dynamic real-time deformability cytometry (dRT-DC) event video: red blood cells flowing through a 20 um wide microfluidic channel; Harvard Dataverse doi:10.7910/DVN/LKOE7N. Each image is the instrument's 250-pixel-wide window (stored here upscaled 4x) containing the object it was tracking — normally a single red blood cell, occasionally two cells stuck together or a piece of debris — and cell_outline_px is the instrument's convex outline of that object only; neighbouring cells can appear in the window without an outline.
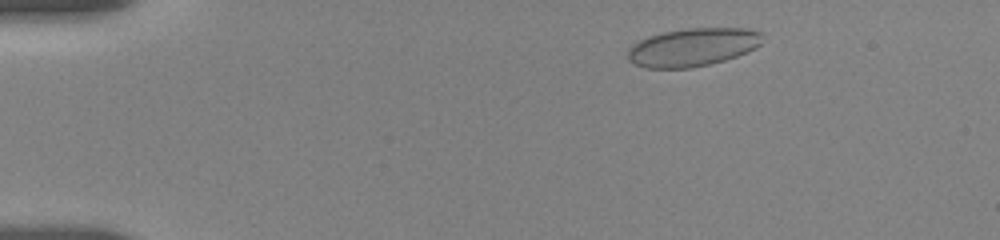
{"species": "human", "species_latin": "Homo sapiens", "temperature_condition": "room temperature", "stored_images_in_passage": 29, "camera_frame_rate_fps": 3000, "um_per_image_px": 0.085, "donor": {"sex": "female"}, "frame": {"image": 1, "passage_image": 3, "time_ms": 1.667, "image_size_px": [1000, 240], "cell_outline_px": [[760, 44], [756, 48], [748, 52], [724, 60], [692, 68], [644, 68], [632, 64], [628, 60], [628, 48], [632, 44], [648, 36], [664, 32], [688, 28], [748, 28], [760, 32]], "centroid_in_image_um": [58.83, 4.02], "position_along_channel_um": 26.2, "area_um2": 30.0}}
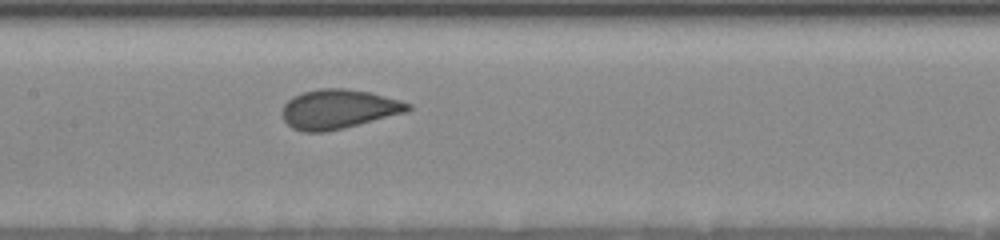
{"frame": {"image": 2, "passage_image": 14, "time_ms": 8.0, "image_size_px": [1000, 240], "cell_outline_px": [[412, 108], [408, 112], [344, 128], [324, 132], [304, 132], [292, 128], [284, 120], [284, 104], [292, 96], [304, 92], [320, 88], [344, 88], [368, 92], [400, 100], [412, 104]], "centroid_in_image_um": [28.8, 9.28], "position_along_channel_um": 178.6, "area_um2": 28.73}}
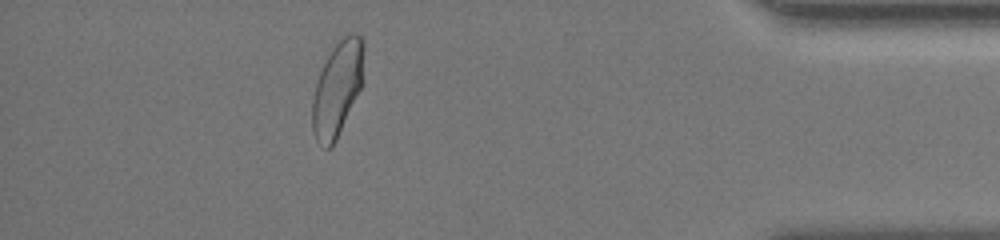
{"frame": {"image": 3, "passage_image": 26, "time_ms": 15.333, "image_size_px": [1000, 240], "cell_outline_px": [[364, 48], [360, 88], [336, 140], [332, 148], [324, 148], [316, 140], [312, 128], [312, 100], [316, 80], [332, 48], [344, 36], [352, 32], [360, 36], [364, 40]], "centroid_in_image_um": [28.65, 7.54], "position_along_channel_um": 406.6, "area_um2": 27.98}, "authors_computed_cell_mechanics": {"area_um2": 29.0156, "velocity_mm_per_s": 3.6464, "shape_relaxation_time_tau1_ms": 3.3108, "shape_relaxation_time_tau2_ms": null, "deformation_change_tau1": 0.0987, "deformation_change_tau2": null}}